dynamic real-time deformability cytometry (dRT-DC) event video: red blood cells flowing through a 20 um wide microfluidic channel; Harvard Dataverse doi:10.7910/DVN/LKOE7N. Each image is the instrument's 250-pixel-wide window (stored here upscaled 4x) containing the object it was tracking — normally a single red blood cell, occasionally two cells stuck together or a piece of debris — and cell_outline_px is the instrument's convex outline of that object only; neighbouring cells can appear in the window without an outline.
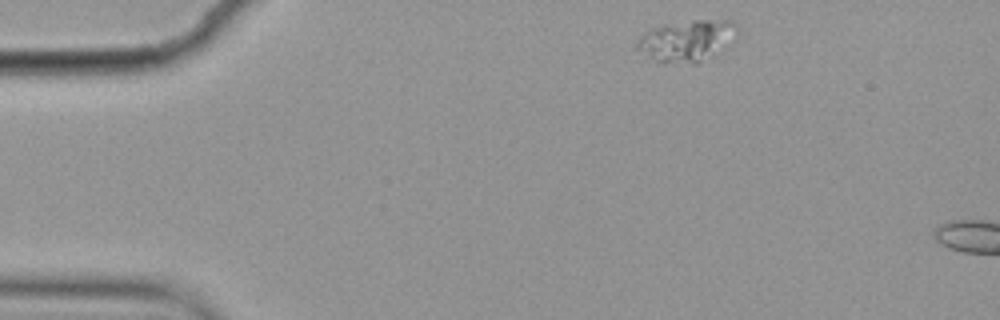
{"species": "common noctule bat (a hibernating species)", "species_latin": "Nyctalus noctula", "temperature_condition": "cold", "stored_images_in_passage": 3, "camera_frame_rate_fps": 3000, "um_per_image_px": 0.085, "animal": {"sex": "female", "body_mass_g": 19.9}, "frame": {"image": 1, "passage_image": 1, "time_ms": 0.0, "image_size_px": [1000, 320], "cell_outline_px": [[740, 28], [736, 32], [712, 52], [696, 64], [664, 64], [656, 60], [636, 48], [636, 44], [640, 36], [644, 32], [652, 28], [664, 24], [696, 20], [732, 20]], "centroid_in_image_um": [58.27, 3.44], "position_along_channel_um": 26.7, "area_um2": 23.24}}